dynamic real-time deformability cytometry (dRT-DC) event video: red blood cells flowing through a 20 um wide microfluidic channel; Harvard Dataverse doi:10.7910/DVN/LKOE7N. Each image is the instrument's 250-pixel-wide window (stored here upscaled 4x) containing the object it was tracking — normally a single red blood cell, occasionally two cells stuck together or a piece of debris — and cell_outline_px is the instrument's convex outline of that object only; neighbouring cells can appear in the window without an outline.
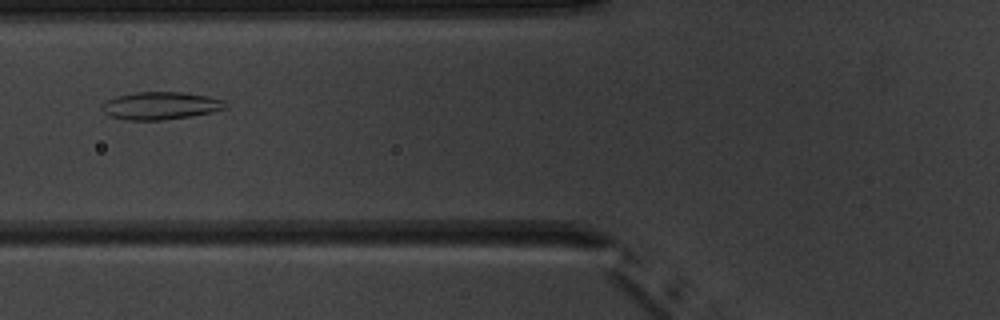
{"species": "common noctule bat (a hibernating species)", "species_latin": "Nyctalus noctula", "temperature_condition": "warm", "stored_images_in_passage": 5, "camera_frame_rate_fps": 3000, "um_per_image_px": 0.085, "animal": {"sex": "male", "body_mass_g": 20.1, "forearm_length_mm": 53.5}, "frame": {"image": 1, "passage_image": 5, "time_ms": 5.333, "image_size_px": [1000, 320], "cell_outline_px": [[228, 108], [212, 112], [164, 120], [124, 120], [108, 116], [104, 112], [100, 104], [104, 100], [116, 96], [136, 92], [184, 92], [208, 96], [224, 100]], "centroid_in_image_um": [13.61, 8.98], "position_along_channel_um": 112.2, "area_um2": 20.11}}